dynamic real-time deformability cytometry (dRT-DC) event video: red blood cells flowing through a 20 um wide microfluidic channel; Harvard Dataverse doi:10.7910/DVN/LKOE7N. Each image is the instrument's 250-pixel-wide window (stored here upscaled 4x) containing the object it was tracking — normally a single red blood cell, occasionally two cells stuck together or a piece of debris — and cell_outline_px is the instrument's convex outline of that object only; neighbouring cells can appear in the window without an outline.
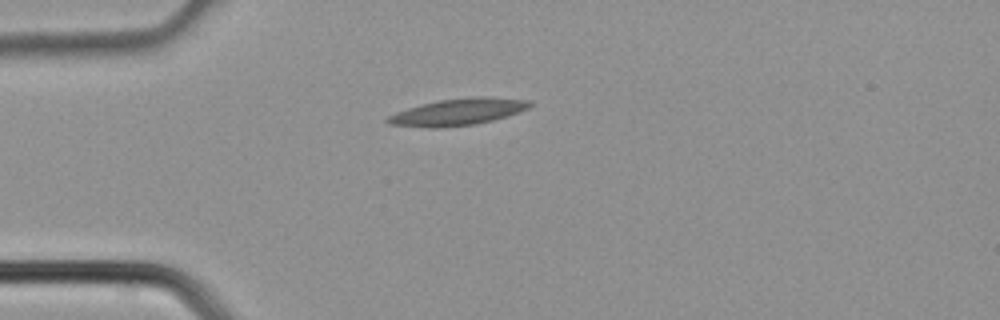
{"species": "common noctule bat (a hibernating species)", "species_latin": "Nyctalus noctula", "temperature_condition": "cold", "stored_images_in_passage": 1, "camera_frame_rate_fps": 3000, "um_per_image_px": 0.085, "animal": {"sex": "male", "body_mass_g": 21.5, "forearm_length_mm": 52.0}, "frame": {"image": 1, "passage_image": 1, "time_ms": 0.0, "image_size_px": [1000, 320], "cell_outline_px": [[532, 104], [528, 108], [520, 112], [508, 116], [476, 124], [440, 128], [428, 128], [388, 124], [384, 120], [388, 116], [396, 112], [408, 108], [440, 100], [472, 96], [488, 96], [528, 100]], "centroid_in_image_um": [38.93, 9.52], "position_along_channel_um": 46.1, "area_um2": 22.25}}